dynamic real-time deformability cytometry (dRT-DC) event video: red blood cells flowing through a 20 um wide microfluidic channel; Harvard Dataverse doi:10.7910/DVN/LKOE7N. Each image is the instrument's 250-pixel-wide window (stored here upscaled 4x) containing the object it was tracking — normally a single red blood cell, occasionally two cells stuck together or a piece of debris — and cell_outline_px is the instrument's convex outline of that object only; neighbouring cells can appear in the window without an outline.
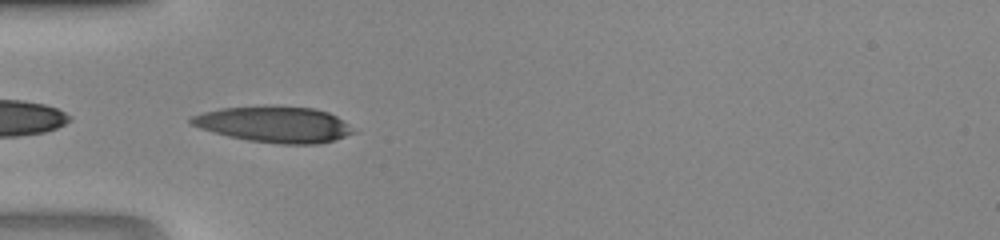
{"species": "human", "species_latin": "Homo sapiens", "temperature_condition": "room temperature", "stored_images_in_passage": 27, "camera_frame_rate_fps": 3000, "um_per_image_px": 0.085, "donor": {"sex": "male"}, "frame": {"image": 1, "passage_image": 1, "time_ms": 0.0, "image_size_px": [1000, 240], "cell_outline_px": [[356, 132], [332, 140], [316, 144], [280, 144], [248, 140], [200, 128], [192, 124], [188, 120], [192, 116], [204, 112], [224, 108], [264, 104], [276, 104], [312, 108], [328, 112], [336, 116]], "centroid_in_image_um": [23.3, 10.54], "position_along_channel_um": 61.7, "area_um2": 33.93}}